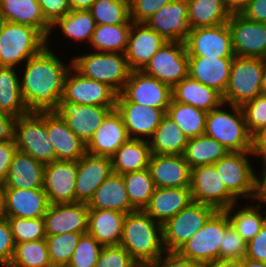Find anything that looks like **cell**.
<instances>
[{"label":"cell","instance_id":"cell-9","mask_svg":"<svg viewBox=\"0 0 266 267\" xmlns=\"http://www.w3.org/2000/svg\"><path fill=\"white\" fill-rule=\"evenodd\" d=\"M249 155L254 151L228 152L214 163L227 190L237 199H252L256 193L257 172L251 165Z\"/></svg>","mask_w":266,"mask_h":267},{"label":"cell","instance_id":"cell-48","mask_svg":"<svg viewBox=\"0 0 266 267\" xmlns=\"http://www.w3.org/2000/svg\"><path fill=\"white\" fill-rule=\"evenodd\" d=\"M10 224L15 244L46 238L44 217L18 218L5 216Z\"/></svg>","mask_w":266,"mask_h":267},{"label":"cell","instance_id":"cell-16","mask_svg":"<svg viewBox=\"0 0 266 267\" xmlns=\"http://www.w3.org/2000/svg\"><path fill=\"white\" fill-rule=\"evenodd\" d=\"M227 23L235 56L265 59L266 23L249 20L241 13H232Z\"/></svg>","mask_w":266,"mask_h":267},{"label":"cell","instance_id":"cell-10","mask_svg":"<svg viewBox=\"0 0 266 267\" xmlns=\"http://www.w3.org/2000/svg\"><path fill=\"white\" fill-rule=\"evenodd\" d=\"M217 210L192 201L162 225L165 251H178Z\"/></svg>","mask_w":266,"mask_h":267},{"label":"cell","instance_id":"cell-6","mask_svg":"<svg viewBox=\"0 0 266 267\" xmlns=\"http://www.w3.org/2000/svg\"><path fill=\"white\" fill-rule=\"evenodd\" d=\"M45 46L47 38L38 29L6 22L0 34V66H20Z\"/></svg>","mask_w":266,"mask_h":267},{"label":"cell","instance_id":"cell-28","mask_svg":"<svg viewBox=\"0 0 266 267\" xmlns=\"http://www.w3.org/2000/svg\"><path fill=\"white\" fill-rule=\"evenodd\" d=\"M192 199L189 187L155 188L144 211L156 222L164 224L188 206Z\"/></svg>","mask_w":266,"mask_h":267},{"label":"cell","instance_id":"cell-11","mask_svg":"<svg viewBox=\"0 0 266 267\" xmlns=\"http://www.w3.org/2000/svg\"><path fill=\"white\" fill-rule=\"evenodd\" d=\"M142 71L173 88L189 76V56L185 42L166 41Z\"/></svg>","mask_w":266,"mask_h":267},{"label":"cell","instance_id":"cell-22","mask_svg":"<svg viewBox=\"0 0 266 267\" xmlns=\"http://www.w3.org/2000/svg\"><path fill=\"white\" fill-rule=\"evenodd\" d=\"M89 208L86 203L50 204L46 214V235H58L68 232H87Z\"/></svg>","mask_w":266,"mask_h":267},{"label":"cell","instance_id":"cell-50","mask_svg":"<svg viewBox=\"0 0 266 267\" xmlns=\"http://www.w3.org/2000/svg\"><path fill=\"white\" fill-rule=\"evenodd\" d=\"M246 126L254 137L266 126V95L260 94L241 106Z\"/></svg>","mask_w":266,"mask_h":267},{"label":"cell","instance_id":"cell-7","mask_svg":"<svg viewBox=\"0 0 266 267\" xmlns=\"http://www.w3.org/2000/svg\"><path fill=\"white\" fill-rule=\"evenodd\" d=\"M14 140L17 150L44 165L56 161L55 150L46 130V112H29L17 117Z\"/></svg>","mask_w":266,"mask_h":267},{"label":"cell","instance_id":"cell-40","mask_svg":"<svg viewBox=\"0 0 266 267\" xmlns=\"http://www.w3.org/2000/svg\"><path fill=\"white\" fill-rule=\"evenodd\" d=\"M228 152L217 140L203 134L188 140L183 156L192 169L214 164Z\"/></svg>","mask_w":266,"mask_h":267},{"label":"cell","instance_id":"cell-2","mask_svg":"<svg viewBox=\"0 0 266 267\" xmlns=\"http://www.w3.org/2000/svg\"><path fill=\"white\" fill-rule=\"evenodd\" d=\"M119 245L140 267H147L165 252L162 224L144 210L126 213Z\"/></svg>","mask_w":266,"mask_h":267},{"label":"cell","instance_id":"cell-29","mask_svg":"<svg viewBox=\"0 0 266 267\" xmlns=\"http://www.w3.org/2000/svg\"><path fill=\"white\" fill-rule=\"evenodd\" d=\"M233 58L189 57V76L224 95Z\"/></svg>","mask_w":266,"mask_h":267},{"label":"cell","instance_id":"cell-3","mask_svg":"<svg viewBox=\"0 0 266 267\" xmlns=\"http://www.w3.org/2000/svg\"><path fill=\"white\" fill-rule=\"evenodd\" d=\"M226 103L209 111L205 135L217 140L229 152L254 151V137L249 133L241 106Z\"/></svg>","mask_w":266,"mask_h":267},{"label":"cell","instance_id":"cell-41","mask_svg":"<svg viewBox=\"0 0 266 267\" xmlns=\"http://www.w3.org/2000/svg\"><path fill=\"white\" fill-rule=\"evenodd\" d=\"M238 205L237 202L224 211L227 213L234 229L246 242H248L261 230L266 222V213L261 211L263 207L259 203L255 206L246 205L245 207L243 205V207H239V209L237 208Z\"/></svg>","mask_w":266,"mask_h":267},{"label":"cell","instance_id":"cell-13","mask_svg":"<svg viewBox=\"0 0 266 267\" xmlns=\"http://www.w3.org/2000/svg\"><path fill=\"white\" fill-rule=\"evenodd\" d=\"M118 93L102 82L83 77L72 66L64 79L60 101L79 105L116 107Z\"/></svg>","mask_w":266,"mask_h":267},{"label":"cell","instance_id":"cell-14","mask_svg":"<svg viewBox=\"0 0 266 267\" xmlns=\"http://www.w3.org/2000/svg\"><path fill=\"white\" fill-rule=\"evenodd\" d=\"M172 99V88L142 70H132L117 101H131L163 109L167 112Z\"/></svg>","mask_w":266,"mask_h":267},{"label":"cell","instance_id":"cell-8","mask_svg":"<svg viewBox=\"0 0 266 267\" xmlns=\"http://www.w3.org/2000/svg\"><path fill=\"white\" fill-rule=\"evenodd\" d=\"M231 225L224 210H217L179 250L183 256L204 266L219 258L220 244Z\"/></svg>","mask_w":266,"mask_h":267},{"label":"cell","instance_id":"cell-57","mask_svg":"<svg viewBox=\"0 0 266 267\" xmlns=\"http://www.w3.org/2000/svg\"><path fill=\"white\" fill-rule=\"evenodd\" d=\"M245 257L266 263V222L261 230L247 242Z\"/></svg>","mask_w":266,"mask_h":267},{"label":"cell","instance_id":"cell-17","mask_svg":"<svg viewBox=\"0 0 266 267\" xmlns=\"http://www.w3.org/2000/svg\"><path fill=\"white\" fill-rule=\"evenodd\" d=\"M115 108L59 101L58 108L54 112L66 121L70 130L78 138L87 144L106 115Z\"/></svg>","mask_w":266,"mask_h":267},{"label":"cell","instance_id":"cell-55","mask_svg":"<svg viewBox=\"0 0 266 267\" xmlns=\"http://www.w3.org/2000/svg\"><path fill=\"white\" fill-rule=\"evenodd\" d=\"M147 267H204V265L183 257L178 251H165Z\"/></svg>","mask_w":266,"mask_h":267},{"label":"cell","instance_id":"cell-21","mask_svg":"<svg viewBox=\"0 0 266 267\" xmlns=\"http://www.w3.org/2000/svg\"><path fill=\"white\" fill-rule=\"evenodd\" d=\"M116 110L121 114L130 139L149 140L166 114L163 109L131 101H117Z\"/></svg>","mask_w":266,"mask_h":267},{"label":"cell","instance_id":"cell-5","mask_svg":"<svg viewBox=\"0 0 266 267\" xmlns=\"http://www.w3.org/2000/svg\"><path fill=\"white\" fill-rule=\"evenodd\" d=\"M265 70L263 58L235 56L223 101L228 105L242 106L262 94Z\"/></svg>","mask_w":266,"mask_h":267},{"label":"cell","instance_id":"cell-52","mask_svg":"<svg viewBox=\"0 0 266 267\" xmlns=\"http://www.w3.org/2000/svg\"><path fill=\"white\" fill-rule=\"evenodd\" d=\"M247 242L238 234L232 225H230L223 236L220 244V259H240L246 256Z\"/></svg>","mask_w":266,"mask_h":267},{"label":"cell","instance_id":"cell-34","mask_svg":"<svg viewBox=\"0 0 266 267\" xmlns=\"http://www.w3.org/2000/svg\"><path fill=\"white\" fill-rule=\"evenodd\" d=\"M172 99L206 112L224 103L219 92L192 79L190 76L184 78L172 88Z\"/></svg>","mask_w":266,"mask_h":267},{"label":"cell","instance_id":"cell-43","mask_svg":"<svg viewBox=\"0 0 266 267\" xmlns=\"http://www.w3.org/2000/svg\"><path fill=\"white\" fill-rule=\"evenodd\" d=\"M132 24L97 25L93 32L89 48L96 52L124 53L128 46V37Z\"/></svg>","mask_w":266,"mask_h":267},{"label":"cell","instance_id":"cell-54","mask_svg":"<svg viewBox=\"0 0 266 267\" xmlns=\"http://www.w3.org/2000/svg\"><path fill=\"white\" fill-rule=\"evenodd\" d=\"M15 249L10 224L6 217L0 218V265L8 267Z\"/></svg>","mask_w":266,"mask_h":267},{"label":"cell","instance_id":"cell-35","mask_svg":"<svg viewBox=\"0 0 266 267\" xmlns=\"http://www.w3.org/2000/svg\"><path fill=\"white\" fill-rule=\"evenodd\" d=\"M151 156L148 140L128 139L110 157L112 172L124 174L147 169Z\"/></svg>","mask_w":266,"mask_h":267},{"label":"cell","instance_id":"cell-49","mask_svg":"<svg viewBox=\"0 0 266 267\" xmlns=\"http://www.w3.org/2000/svg\"><path fill=\"white\" fill-rule=\"evenodd\" d=\"M102 245L90 234H83L67 267H95Z\"/></svg>","mask_w":266,"mask_h":267},{"label":"cell","instance_id":"cell-30","mask_svg":"<svg viewBox=\"0 0 266 267\" xmlns=\"http://www.w3.org/2000/svg\"><path fill=\"white\" fill-rule=\"evenodd\" d=\"M44 166L32 156L16 150L3 184L5 188H43Z\"/></svg>","mask_w":266,"mask_h":267},{"label":"cell","instance_id":"cell-1","mask_svg":"<svg viewBox=\"0 0 266 267\" xmlns=\"http://www.w3.org/2000/svg\"><path fill=\"white\" fill-rule=\"evenodd\" d=\"M71 66L72 61L69 64L63 63L48 43L24 63L20 83L22 97L29 112H50L58 108L63 95L64 79Z\"/></svg>","mask_w":266,"mask_h":267},{"label":"cell","instance_id":"cell-53","mask_svg":"<svg viewBox=\"0 0 266 267\" xmlns=\"http://www.w3.org/2000/svg\"><path fill=\"white\" fill-rule=\"evenodd\" d=\"M173 0H130V20L145 23L156 11Z\"/></svg>","mask_w":266,"mask_h":267},{"label":"cell","instance_id":"cell-37","mask_svg":"<svg viewBox=\"0 0 266 267\" xmlns=\"http://www.w3.org/2000/svg\"><path fill=\"white\" fill-rule=\"evenodd\" d=\"M188 140L178 125L165 114L148 141L151 154L181 155L185 151Z\"/></svg>","mask_w":266,"mask_h":267},{"label":"cell","instance_id":"cell-67","mask_svg":"<svg viewBox=\"0 0 266 267\" xmlns=\"http://www.w3.org/2000/svg\"><path fill=\"white\" fill-rule=\"evenodd\" d=\"M5 217V185L0 183V218Z\"/></svg>","mask_w":266,"mask_h":267},{"label":"cell","instance_id":"cell-24","mask_svg":"<svg viewBox=\"0 0 266 267\" xmlns=\"http://www.w3.org/2000/svg\"><path fill=\"white\" fill-rule=\"evenodd\" d=\"M145 23L132 22L125 52L131 70H142L166 42Z\"/></svg>","mask_w":266,"mask_h":267},{"label":"cell","instance_id":"cell-33","mask_svg":"<svg viewBox=\"0 0 266 267\" xmlns=\"http://www.w3.org/2000/svg\"><path fill=\"white\" fill-rule=\"evenodd\" d=\"M0 10L7 22L30 25L49 43L51 25L45 20L38 0H0Z\"/></svg>","mask_w":266,"mask_h":267},{"label":"cell","instance_id":"cell-61","mask_svg":"<svg viewBox=\"0 0 266 267\" xmlns=\"http://www.w3.org/2000/svg\"><path fill=\"white\" fill-rule=\"evenodd\" d=\"M263 160L262 175L256 176V193L254 197V202L265 204L266 206V157H260Z\"/></svg>","mask_w":266,"mask_h":267},{"label":"cell","instance_id":"cell-58","mask_svg":"<svg viewBox=\"0 0 266 267\" xmlns=\"http://www.w3.org/2000/svg\"><path fill=\"white\" fill-rule=\"evenodd\" d=\"M17 147L15 141L0 142V183H4Z\"/></svg>","mask_w":266,"mask_h":267},{"label":"cell","instance_id":"cell-32","mask_svg":"<svg viewBox=\"0 0 266 267\" xmlns=\"http://www.w3.org/2000/svg\"><path fill=\"white\" fill-rule=\"evenodd\" d=\"M87 207L89 209H108L123 213L136 210L128 198L122 175L113 172L93 193Z\"/></svg>","mask_w":266,"mask_h":267},{"label":"cell","instance_id":"cell-36","mask_svg":"<svg viewBox=\"0 0 266 267\" xmlns=\"http://www.w3.org/2000/svg\"><path fill=\"white\" fill-rule=\"evenodd\" d=\"M17 72L15 67L0 66V112L16 118L29 113L22 97Z\"/></svg>","mask_w":266,"mask_h":267},{"label":"cell","instance_id":"cell-63","mask_svg":"<svg viewBox=\"0 0 266 267\" xmlns=\"http://www.w3.org/2000/svg\"><path fill=\"white\" fill-rule=\"evenodd\" d=\"M204 267H243L240 259H216L206 264Z\"/></svg>","mask_w":266,"mask_h":267},{"label":"cell","instance_id":"cell-45","mask_svg":"<svg viewBox=\"0 0 266 267\" xmlns=\"http://www.w3.org/2000/svg\"><path fill=\"white\" fill-rule=\"evenodd\" d=\"M8 267H52L46 240L16 243Z\"/></svg>","mask_w":266,"mask_h":267},{"label":"cell","instance_id":"cell-19","mask_svg":"<svg viewBox=\"0 0 266 267\" xmlns=\"http://www.w3.org/2000/svg\"><path fill=\"white\" fill-rule=\"evenodd\" d=\"M77 161L56 160L44 166L43 189L50 204L74 203Z\"/></svg>","mask_w":266,"mask_h":267},{"label":"cell","instance_id":"cell-44","mask_svg":"<svg viewBox=\"0 0 266 267\" xmlns=\"http://www.w3.org/2000/svg\"><path fill=\"white\" fill-rule=\"evenodd\" d=\"M122 177L131 205L136 210H144L156 188L149 169L127 172Z\"/></svg>","mask_w":266,"mask_h":267},{"label":"cell","instance_id":"cell-51","mask_svg":"<svg viewBox=\"0 0 266 267\" xmlns=\"http://www.w3.org/2000/svg\"><path fill=\"white\" fill-rule=\"evenodd\" d=\"M95 267H140L121 246H103Z\"/></svg>","mask_w":266,"mask_h":267},{"label":"cell","instance_id":"cell-4","mask_svg":"<svg viewBox=\"0 0 266 267\" xmlns=\"http://www.w3.org/2000/svg\"><path fill=\"white\" fill-rule=\"evenodd\" d=\"M70 60L72 67L83 77L107 84L118 94L132 71L124 53L91 51L76 55Z\"/></svg>","mask_w":266,"mask_h":267},{"label":"cell","instance_id":"cell-12","mask_svg":"<svg viewBox=\"0 0 266 267\" xmlns=\"http://www.w3.org/2000/svg\"><path fill=\"white\" fill-rule=\"evenodd\" d=\"M190 190L194 202L226 210L238 200L227 190L214 164L191 169Z\"/></svg>","mask_w":266,"mask_h":267},{"label":"cell","instance_id":"cell-60","mask_svg":"<svg viewBox=\"0 0 266 267\" xmlns=\"http://www.w3.org/2000/svg\"><path fill=\"white\" fill-rule=\"evenodd\" d=\"M15 121V116L0 112V142L15 141Z\"/></svg>","mask_w":266,"mask_h":267},{"label":"cell","instance_id":"cell-25","mask_svg":"<svg viewBox=\"0 0 266 267\" xmlns=\"http://www.w3.org/2000/svg\"><path fill=\"white\" fill-rule=\"evenodd\" d=\"M129 139L121 114L111 110L86 144V151L96 156L111 157Z\"/></svg>","mask_w":266,"mask_h":267},{"label":"cell","instance_id":"cell-62","mask_svg":"<svg viewBox=\"0 0 266 267\" xmlns=\"http://www.w3.org/2000/svg\"><path fill=\"white\" fill-rule=\"evenodd\" d=\"M255 156L266 157V126L254 136Z\"/></svg>","mask_w":266,"mask_h":267},{"label":"cell","instance_id":"cell-47","mask_svg":"<svg viewBox=\"0 0 266 267\" xmlns=\"http://www.w3.org/2000/svg\"><path fill=\"white\" fill-rule=\"evenodd\" d=\"M87 232H68L46 235L49 260L52 267H67L80 237Z\"/></svg>","mask_w":266,"mask_h":267},{"label":"cell","instance_id":"cell-39","mask_svg":"<svg viewBox=\"0 0 266 267\" xmlns=\"http://www.w3.org/2000/svg\"><path fill=\"white\" fill-rule=\"evenodd\" d=\"M231 15L223 0H188V19L192 29L227 23Z\"/></svg>","mask_w":266,"mask_h":267},{"label":"cell","instance_id":"cell-15","mask_svg":"<svg viewBox=\"0 0 266 267\" xmlns=\"http://www.w3.org/2000/svg\"><path fill=\"white\" fill-rule=\"evenodd\" d=\"M185 45L189 57H235L228 23L193 28Z\"/></svg>","mask_w":266,"mask_h":267},{"label":"cell","instance_id":"cell-46","mask_svg":"<svg viewBox=\"0 0 266 267\" xmlns=\"http://www.w3.org/2000/svg\"><path fill=\"white\" fill-rule=\"evenodd\" d=\"M89 12L97 25L132 24L128 0H95Z\"/></svg>","mask_w":266,"mask_h":267},{"label":"cell","instance_id":"cell-31","mask_svg":"<svg viewBox=\"0 0 266 267\" xmlns=\"http://www.w3.org/2000/svg\"><path fill=\"white\" fill-rule=\"evenodd\" d=\"M126 213L108 209H89L87 233L102 246L120 244Z\"/></svg>","mask_w":266,"mask_h":267},{"label":"cell","instance_id":"cell-64","mask_svg":"<svg viewBox=\"0 0 266 267\" xmlns=\"http://www.w3.org/2000/svg\"><path fill=\"white\" fill-rule=\"evenodd\" d=\"M249 0H223L224 5L231 13H240L248 4Z\"/></svg>","mask_w":266,"mask_h":267},{"label":"cell","instance_id":"cell-66","mask_svg":"<svg viewBox=\"0 0 266 267\" xmlns=\"http://www.w3.org/2000/svg\"><path fill=\"white\" fill-rule=\"evenodd\" d=\"M242 265L243 267H266V263L259 260H253L247 257H244L242 259Z\"/></svg>","mask_w":266,"mask_h":267},{"label":"cell","instance_id":"cell-56","mask_svg":"<svg viewBox=\"0 0 266 267\" xmlns=\"http://www.w3.org/2000/svg\"><path fill=\"white\" fill-rule=\"evenodd\" d=\"M38 3L45 20L50 25L71 10L68 0H38Z\"/></svg>","mask_w":266,"mask_h":267},{"label":"cell","instance_id":"cell-27","mask_svg":"<svg viewBox=\"0 0 266 267\" xmlns=\"http://www.w3.org/2000/svg\"><path fill=\"white\" fill-rule=\"evenodd\" d=\"M50 203L43 188H5V216L44 217Z\"/></svg>","mask_w":266,"mask_h":267},{"label":"cell","instance_id":"cell-68","mask_svg":"<svg viewBox=\"0 0 266 267\" xmlns=\"http://www.w3.org/2000/svg\"><path fill=\"white\" fill-rule=\"evenodd\" d=\"M6 22L7 21L4 18V15L2 14V12L0 10V34H1L2 30H3V27H4V25H5Z\"/></svg>","mask_w":266,"mask_h":267},{"label":"cell","instance_id":"cell-26","mask_svg":"<svg viewBox=\"0 0 266 267\" xmlns=\"http://www.w3.org/2000/svg\"><path fill=\"white\" fill-rule=\"evenodd\" d=\"M46 130L54 147L56 160L78 161L87 151L86 144L56 112H46Z\"/></svg>","mask_w":266,"mask_h":267},{"label":"cell","instance_id":"cell-69","mask_svg":"<svg viewBox=\"0 0 266 267\" xmlns=\"http://www.w3.org/2000/svg\"><path fill=\"white\" fill-rule=\"evenodd\" d=\"M261 93L263 95H266V70L263 76V83H262V89H261Z\"/></svg>","mask_w":266,"mask_h":267},{"label":"cell","instance_id":"cell-65","mask_svg":"<svg viewBox=\"0 0 266 267\" xmlns=\"http://www.w3.org/2000/svg\"><path fill=\"white\" fill-rule=\"evenodd\" d=\"M95 0H68L71 10H89Z\"/></svg>","mask_w":266,"mask_h":267},{"label":"cell","instance_id":"cell-38","mask_svg":"<svg viewBox=\"0 0 266 267\" xmlns=\"http://www.w3.org/2000/svg\"><path fill=\"white\" fill-rule=\"evenodd\" d=\"M59 27L63 37L68 40L90 44L95 30V20L89 10H70L63 17L58 18L50 28L52 30Z\"/></svg>","mask_w":266,"mask_h":267},{"label":"cell","instance_id":"cell-42","mask_svg":"<svg viewBox=\"0 0 266 267\" xmlns=\"http://www.w3.org/2000/svg\"><path fill=\"white\" fill-rule=\"evenodd\" d=\"M166 114L188 137L195 138L205 133L208 112L171 99Z\"/></svg>","mask_w":266,"mask_h":267},{"label":"cell","instance_id":"cell-23","mask_svg":"<svg viewBox=\"0 0 266 267\" xmlns=\"http://www.w3.org/2000/svg\"><path fill=\"white\" fill-rule=\"evenodd\" d=\"M148 169L156 188L190 187L191 168L183 154H151Z\"/></svg>","mask_w":266,"mask_h":267},{"label":"cell","instance_id":"cell-18","mask_svg":"<svg viewBox=\"0 0 266 267\" xmlns=\"http://www.w3.org/2000/svg\"><path fill=\"white\" fill-rule=\"evenodd\" d=\"M145 24L167 41H182L192 31L188 19V0H173L156 11Z\"/></svg>","mask_w":266,"mask_h":267},{"label":"cell","instance_id":"cell-20","mask_svg":"<svg viewBox=\"0 0 266 267\" xmlns=\"http://www.w3.org/2000/svg\"><path fill=\"white\" fill-rule=\"evenodd\" d=\"M112 173L111 158L85 153L77 161L76 202L88 203L96 189Z\"/></svg>","mask_w":266,"mask_h":267},{"label":"cell","instance_id":"cell-59","mask_svg":"<svg viewBox=\"0 0 266 267\" xmlns=\"http://www.w3.org/2000/svg\"><path fill=\"white\" fill-rule=\"evenodd\" d=\"M240 13L249 20L266 23V0H249Z\"/></svg>","mask_w":266,"mask_h":267}]
</instances>
